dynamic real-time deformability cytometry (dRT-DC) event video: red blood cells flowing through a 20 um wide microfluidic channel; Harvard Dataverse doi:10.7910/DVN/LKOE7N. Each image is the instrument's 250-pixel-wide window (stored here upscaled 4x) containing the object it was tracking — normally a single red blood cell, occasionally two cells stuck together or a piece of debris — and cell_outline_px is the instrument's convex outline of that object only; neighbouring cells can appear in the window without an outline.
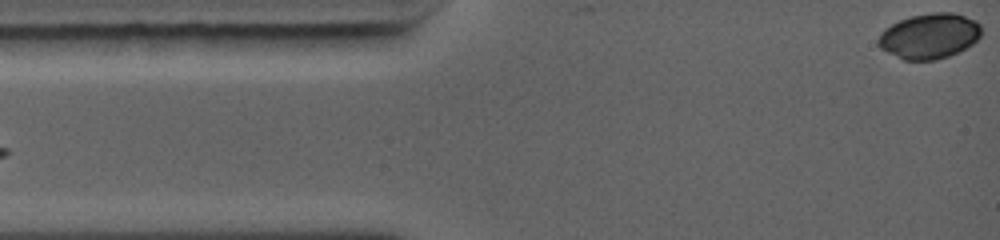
{"species": "common noctule bat (a hibernating species)", "species_latin": "Nyctalus noctula", "temperature_condition": "warm", "stored_images_in_passage": 4, "camera_frame_rate_fps": 5000, "um_per_image_px": 0.085, "animal": {"sex": "female", "body_mass_g": 19.0, "forearm_length_mm": 56.7}, "frame": {"image": 1, "passage_image": 1, "time_ms": 0.0, "image_size_px": [1000, 240], "cell_outline_px": [[980, 36], [972, 44], [948, 56], [936, 60], [904, 60], [880, 48], [876, 40], [880, 32], [884, 28], [900, 20], [912, 16], [932, 12], [952, 12], [976, 20], [980, 24]], "centroid_in_image_um": [78.97, 3.05], "position_along_channel_um": 6.0, "area_um2": 27.11}}
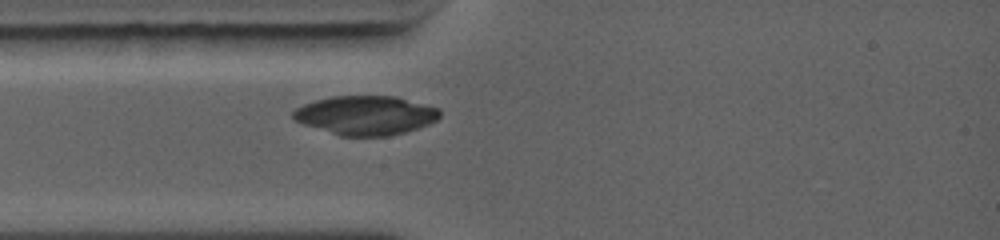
{"frame": {"image": 2, "passage_image": 4, "time_ms": 2.8, "image_size_px": [1000, 240], "cell_outline_px": [[440, 116], [436, 120], [428, 124], [404, 132], [388, 136], [340, 136], [292, 120], [292, 112], [296, 108], [304, 104], [316, 100], [332, 96], [396, 96], [440, 108]], "centroid_in_image_um": [31.07, 9.8], "position_along_channel_um": 53.9, "area_um2": 33.41}}